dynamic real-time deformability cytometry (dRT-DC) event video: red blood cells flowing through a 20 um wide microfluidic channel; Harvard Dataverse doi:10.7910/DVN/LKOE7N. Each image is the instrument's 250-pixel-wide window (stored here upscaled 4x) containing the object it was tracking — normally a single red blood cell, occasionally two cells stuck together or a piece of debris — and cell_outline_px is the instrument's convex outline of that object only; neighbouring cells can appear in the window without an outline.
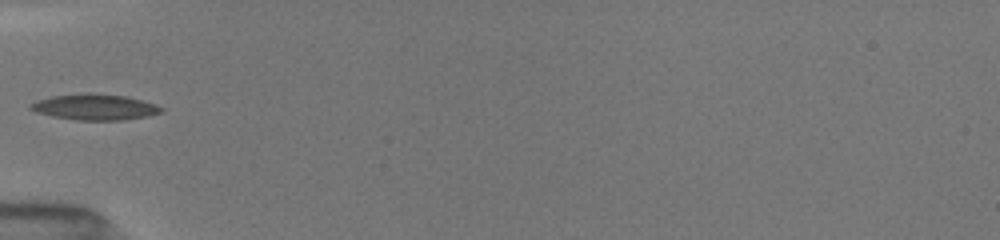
{"species": "common noctule bat (a hibernating species)", "species_latin": "Nyctalus noctula", "temperature_condition": "room temperature", "stored_images_in_passage": 34, "camera_frame_rate_fps": 3000, "um_per_image_px": 0.085, "animal": {"sex": "female", "body_mass_g": 19.5, "forearm_length_mm": 54.1}, "frame": {"image": 1, "passage_image": 1, "time_ms": 0.0, "image_size_px": [1000, 240], "cell_outline_px": [[164, 112], [148, 116], [124, 120], [76, 120], [52, 116], [36, 112], [28, 108], [28, 104], [36, 100], [52, 96], [88, 92], [92, 92], [124, 96], [156, 104], [164, 108]], "centroid_in_image_um": [8.05, 9.09], "position_along_channel_um": 77.0, "area_um2": 19.94}}
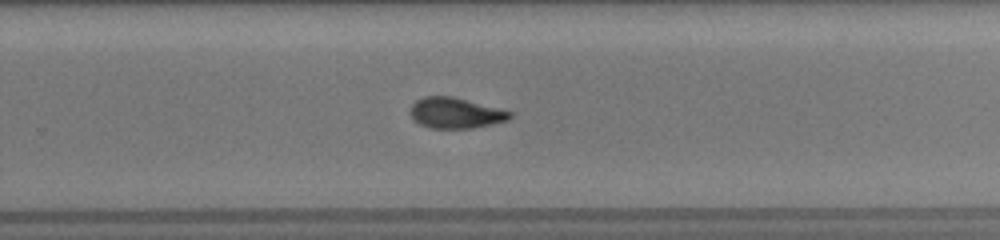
{"frame": {"image": 2, "passage_image": 17, "time_ms": 5.333, "image_size_px": [1000, 240], "cell_outline_px": [[512, 116], [508, 120], [492, 124], [472, 128], [428, 128], [412, 120], [408, 112], [408, 108], [416, 100], [424, 96], [452, 96], [512, 112]], "centroid_in_image_um": [38.64, 9.61], "position_along_channel_um": 291.2, "area_um2": 17.92}}
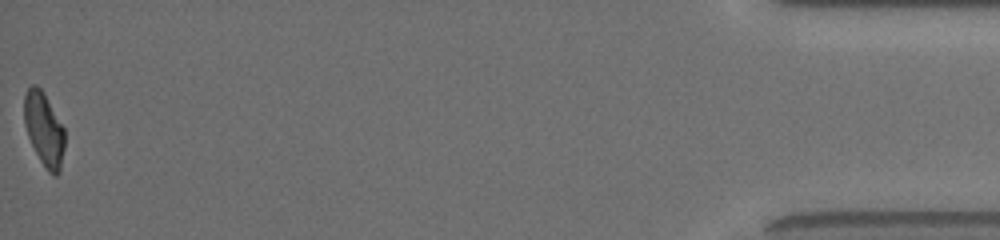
{"frame": {"image": 3, "passage_image": 34, "time_ms": 11.0, "image_size_px": [1000, 240], "cell_outline_px": [[64, 148], [60, 172], [56, 176], [52, 176], [48, 172], [40, 160], [28, 136], [24, 124], [24, 96], [28, 88], [32, 84], [36, 84], [44, 92], [64, 128]], "centroid_in_image_um": [3.74, 10.99], "position_along_channel_um": 431.5, "area_um2": 17.4}, "authors_computed_cell_mechanics": {"area_um2": 18.2648, "velocity_mm_per_s": 4.0111, "shape_relaxation_time_tau1_ms": 6.1494, "shape_relaxation_time_tau2_ms": 2.3239, "deformation_change_tau1": 0.1842, "deformation_change_tau2": 0.0743}}